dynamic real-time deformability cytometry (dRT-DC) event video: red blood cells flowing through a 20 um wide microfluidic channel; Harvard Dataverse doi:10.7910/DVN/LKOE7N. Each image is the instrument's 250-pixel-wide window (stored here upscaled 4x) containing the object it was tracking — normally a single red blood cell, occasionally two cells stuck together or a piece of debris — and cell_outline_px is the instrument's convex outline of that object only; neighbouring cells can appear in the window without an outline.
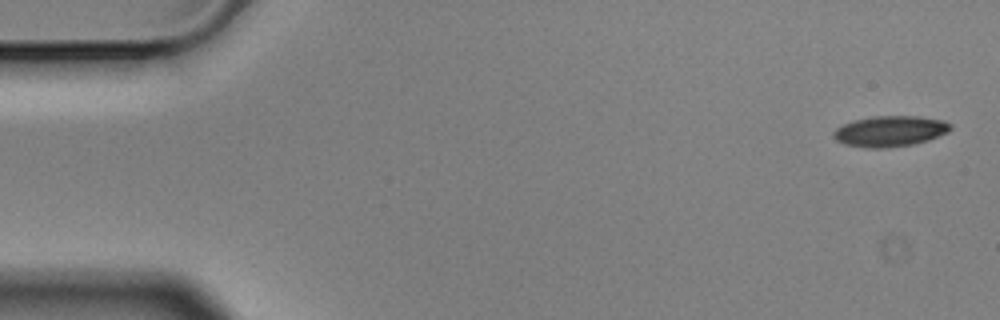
{"species": "Egyptian fruit bat (a non-hibernating species)", "species_latin": "Rousettus aegyptiacus", "temperature_condition": "cold", "stored_images_in_passage": 6, "segment_of_instrument_passage": [1, 2], "camera_frame_rate_fps": 3000, "um_per_image_px": 0.085, "animal": {"sex": "male"}, "frame": {"image": 1, "passage_image": 1, "time_ms": 0.0, "image_size_px": [1000, 320], "cell_outline_px": [[952, 128], [948, 132], [928, 140], [912, 144], [888, 148], [868, 148], [844, 144], [836, 140], [832, 136], [832, 132], [836, 128], [844, 124], [856, 120], [872, 116], [920, 116], [944, 120], [952, 124]], "centroid_in_image_um": [75.66, 11.15], "position_along_channel_um": 9.3, "area_um2": 21.04}}
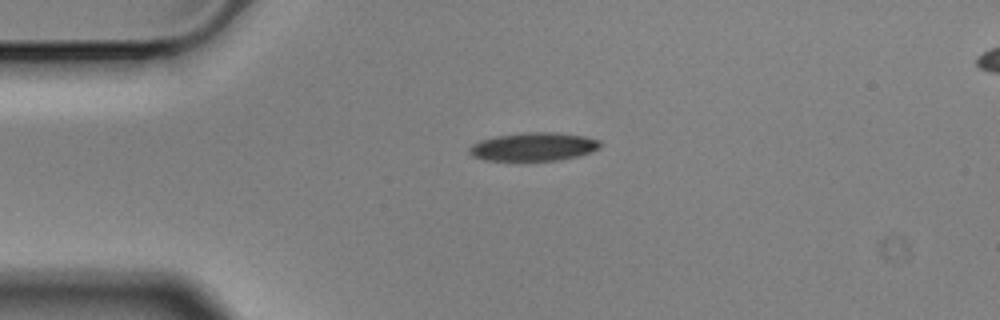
{"frame": {"image": 2, "passage_image": 4, "time_ms": 1.0, "image_size_px": [1000, 320], "cell_outline_px": [[600, 148], [592, 152], [560, 160], [484, 160], [472, 156], [468, 152], [468, 148], [472, 144], [496, 136], [524, 132], [556, 132], [584, 136], [600, 140]], "centroid_in_image_um": [45.37, 12.47], "position_along_channel_um": 39.6, "area_um2": 21.56}}